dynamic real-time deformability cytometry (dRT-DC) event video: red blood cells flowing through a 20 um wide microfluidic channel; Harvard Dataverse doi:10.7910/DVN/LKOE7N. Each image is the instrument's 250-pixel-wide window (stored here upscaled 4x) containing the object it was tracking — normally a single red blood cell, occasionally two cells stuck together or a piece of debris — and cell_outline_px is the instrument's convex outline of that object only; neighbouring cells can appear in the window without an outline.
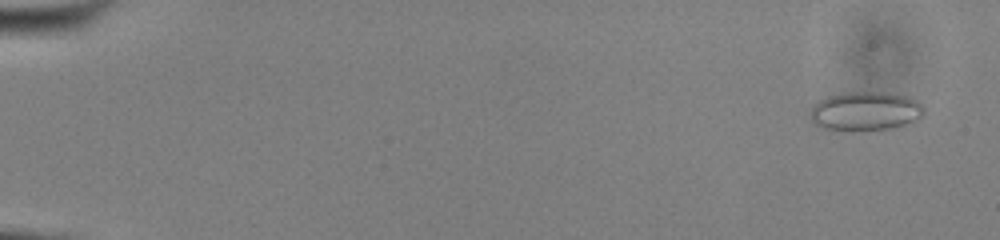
{"species": "common noctule bat (a hibernating species)", "species_latin": "Nyctalus noctula", "temperature_condition": "cold", "stored_images_in_passage": 13, "camera_frame_rate_fps": 3000, "um_per_image_px": 0.085, "animal": {"sex": "male", "body_mass_g": 13.0, "forearm_length_mm": 53.1}, "frame": {"image": 1, "passage_image": 3, "time_ms": 0.667, "image_size_px": [1000, 240], "cell_outline_px": [[924, 116], [916, 124], [900, 128], [880, 132], [840, 132], [824, 128], [816, 124], [812, 120], [808, 112], [812, 104], [816, 100], [828, 96], [848, 92], [884, 92], [908, 96], [916, 100], [924, 108]], "centroid_in_image_um": [73.6, 9.52], "position_along_channel_um": 11.4, "area_um2": 27.57}}